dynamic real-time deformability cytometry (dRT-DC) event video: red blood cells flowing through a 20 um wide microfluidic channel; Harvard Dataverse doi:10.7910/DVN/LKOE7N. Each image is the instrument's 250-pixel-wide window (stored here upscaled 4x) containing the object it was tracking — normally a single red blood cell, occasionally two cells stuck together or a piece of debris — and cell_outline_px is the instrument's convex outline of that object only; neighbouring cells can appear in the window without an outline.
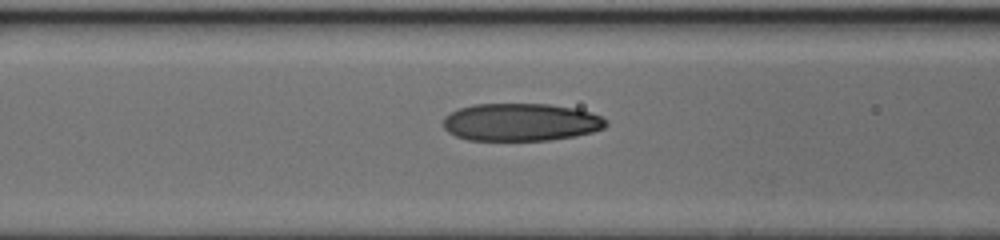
{"species": "human", "species_latin": "Homo sapiens", "temperature_condition": "cold", "stored_images_in_passage": 39, "camera_frame_rate_fps": 3000, "um_per_image_px": 0.085, "donor": {"sex": "female"}, "frame": {"image": 1, "passage_image": 16, "time_ms": 5.0, "image_size_px": [1000, 240], "cell_outline_px": [[608, 124], [604, 128], [592, 132], [576, 136], [552, 140], [468, 140], [456, 136], [448, 132], [444, 128], [444, 116], [460, 108], [472, 104], [548, 104], [576, 108], [600, 116], [608, 120]], "centroid_in_image_um": [44.29, 10.39], "position_along_channel_um": 122.3, "area_um2": 35.84}}
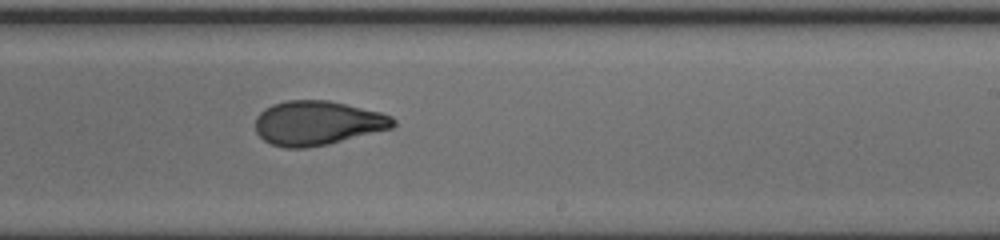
{"frame": {"image": 2, "passage_image": 26, "time_ms": 8.333, "image_size_px": [1000, 240], "cell_outline_px": [[396, 124], [392, 128], [328, 144], [304, 148], [284, 148], [272, 144], [264, 140], [256, 132], [256, 116], [264, 108], [272, 104], [288, 100], [328, 100], [380, 112], [392, 116], [396, 120]], "centroid_in_image_um": [26.97, 10.45], "position_along_channel_um": 262.0, "area_um2": 35.55}}
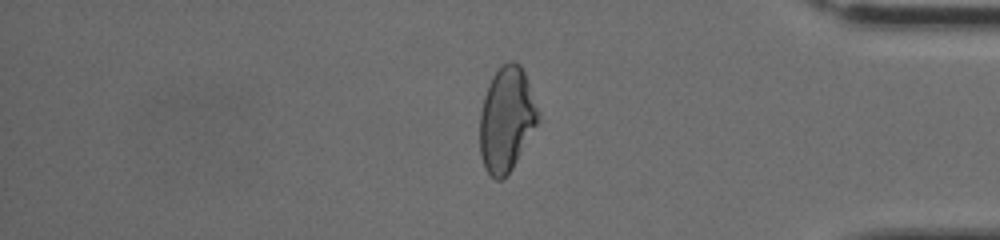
{"frame": {"image": 3, "passage_image": 37, "time_ms": 12.0, "image_size_px": [1000, 240], "cell_outline_px": [[540, 120], [512, 168], [504, 180], [496, 180], [484, 168], [480, 156], [480, 112], [484, 96], [488, 84], [492, 76], [508, 60], [512, 60], [520, 64], [524, 72], [540, 112]], "centroid_in_image_um": [43.05, 10.15], "position_along_channel_um": 392.1, "area_um2": 35.66}}